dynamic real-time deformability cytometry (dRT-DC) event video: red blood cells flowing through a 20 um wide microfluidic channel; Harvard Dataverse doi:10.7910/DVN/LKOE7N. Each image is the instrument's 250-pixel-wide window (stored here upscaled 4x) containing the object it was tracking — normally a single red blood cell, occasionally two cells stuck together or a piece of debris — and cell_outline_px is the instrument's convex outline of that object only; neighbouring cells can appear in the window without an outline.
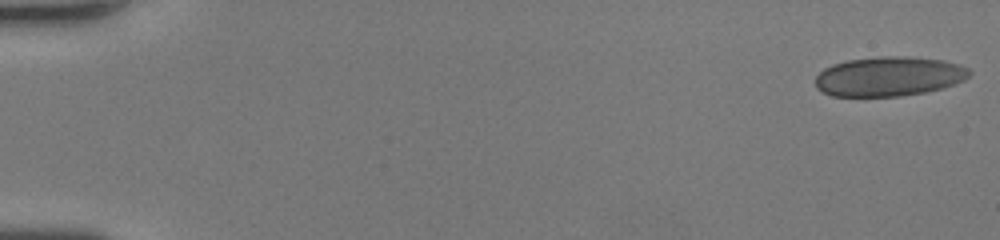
{"species": "human", "species_latin": "Homo sapiens", "temperature_condition": "room temperature", "stored_images_in_passage": 50, "camera_frame_rate_fps": 3000, "um_per_image_px": 0.085, "donor": {"sex": "female"}, "frame": {"image": 1, "passage_image": 1, "time_ms": 0.0, "image_size_px": [1000, 240], "cell_outline_px": [[972, 72], [964, 80], [940, 88], [924, 92], [900, 96], [832, 96], [816, 88], [816, 76], [824, 68], [832, 64], [848, 60], [880, 56], [904, 56], [944, 60], [968, 68]], "centroid_in_image_um": [75.53, 6.49], "position_along_channel_um": 9.5, "area_um2": 35.32}}
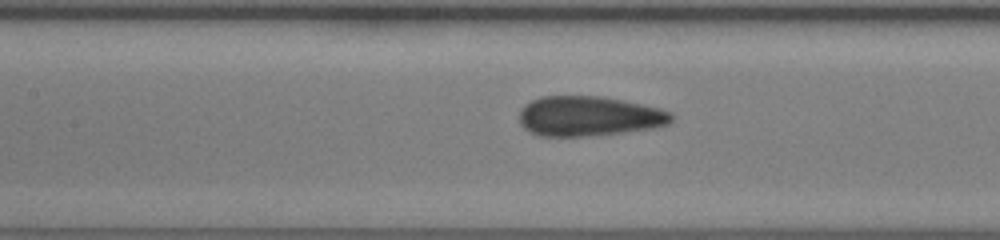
{"frame": {"image": 2, "passage_image": 24, "time_ms": 7.667, "image_size_px": [1000, 240], "cell_outline_px": [[672, 120], [668, 124], [652, 128], [592, 136], [540, 136], [524, 128], [520, 124], [520, 108], [524, 104], [540, 96], [604, 96], [624, 100], [660, 108], [672, 112]], "centroid_in_image_um": [50.05, 9.86], "position_along_channel_um": 157.4, "area_um2": 35.55}}
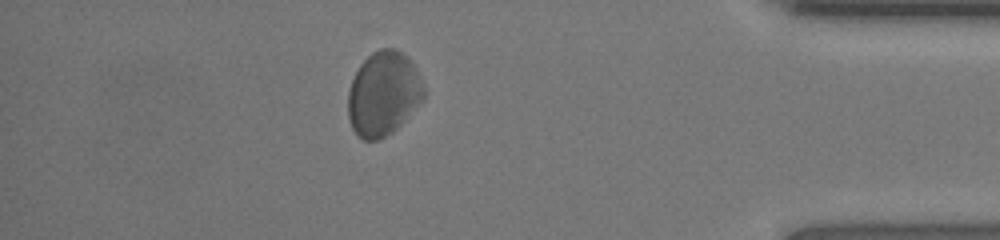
{"frame": {"image": 3, "passage_image": 44, "time_ms": 14.333, "image_size_px": [1000, 240], "cell_outline_px": [[424, 100], [392, 132], [380, 140], [364, 140], [352, 128], [348, 116], [348, 92], [352, 80], [360, 64], [372, 52], [380, 48], [396, 48], [404, 52], [412, 60], [424, 84]], "centroid_in_image_um": [32.61, 7.93], "position_along_channel_um": 402.6, "area_um2": 37.45}, "authors_computed_cell_mechanics": {"area_um2": 35.4892, "velocity_mm_per_s": 4.2039, "shape_relaxation_time_tau1_ms": 2.8644, "shape_relaxation_time_tau2_ms": 1.0518, "deformation_change_tau1": 0.0759, "deformation_change_tau2": 0.0512}}